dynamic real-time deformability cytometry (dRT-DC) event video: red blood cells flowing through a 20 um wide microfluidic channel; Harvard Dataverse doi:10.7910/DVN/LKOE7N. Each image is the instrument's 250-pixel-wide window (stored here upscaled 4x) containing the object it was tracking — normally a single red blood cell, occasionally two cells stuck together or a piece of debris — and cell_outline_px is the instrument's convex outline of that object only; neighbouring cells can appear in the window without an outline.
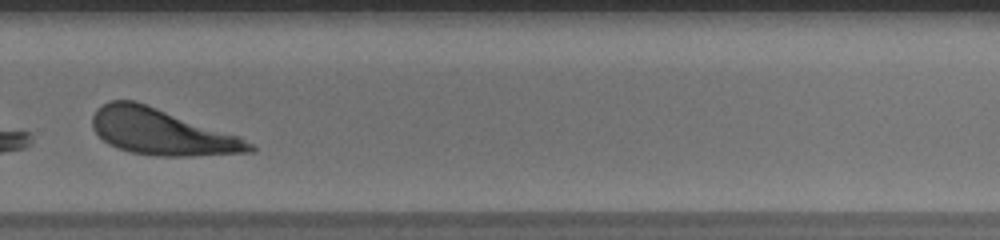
{"species": "human", "species_latin": "Homo sapiens", "temperature_condition": "warm", "stored_images_in_passage": 28, "camera_frame_rate_fps": 3000, "um_per_image_px": 0.085, "donor": {"sex": "male"}, "frame": {"image": 1, "passage_image": 20, "time_ms": 6.333, "image_size_px": [1000, 240], "cell_outline_px": [[256, 152], [192, 156], [156, 156], [132, 152], [116, 148], [108, 144], [92, 128], [92, 116], [96, 108], [108, 100], [136, 100], [240, 136], [256, 144]], "centroid_in_image_um": [13.77, 11.21], "position_along_channel_um": 316.0, "area_um2": 42.66}, "authors_computed_cell_mechanics": {"area_um2": 43.6101, "velocity_mm_per_s": 4.0797, "shape_relaxation_time_tau1_ms": 2.4993, "shape_relaxation_time_tau2_ms": null, "deformation_change_tau1": 0.3782, "deformation_change_tau2": null}}